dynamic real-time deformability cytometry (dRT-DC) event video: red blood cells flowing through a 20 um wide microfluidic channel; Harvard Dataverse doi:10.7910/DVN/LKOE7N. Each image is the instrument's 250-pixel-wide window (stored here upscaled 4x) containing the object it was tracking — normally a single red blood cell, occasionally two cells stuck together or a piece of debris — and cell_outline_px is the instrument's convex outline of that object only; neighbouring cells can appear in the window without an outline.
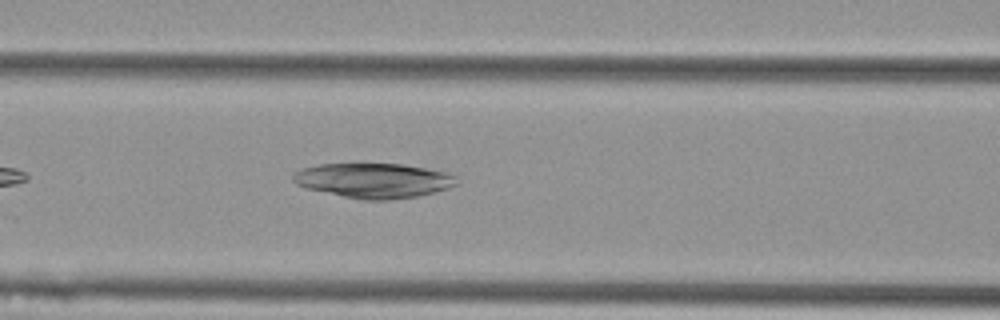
{"species": "Egyptian fruit bat (a non-hibernating species)", "species_latin": "Rousettus aegyptiacus", "temperature_condition": "cold", "stored_images_in_passage": 39, "camera_frame_rate_fps": 3000, "um_per_image_px": 0.085, "animal": {"sex": "female"}, "frame": {"image": 1, "passage_image": 8, "time_ms": 2.333, "image_size_px": [1000, 320], "cell_outline_px": [[460, 184], [448, 188], [416, 196], [388, 200], [364, 200], [304, 188], [296, 184], [292, 180], [292, 176], [300, 168], [320, 164], [404, 164], [448, 172], [456, 176]], "centroid_in_image_um": [31.77, 15.34], "position_along_channel_um": 134.8, "area_um2": 33.23}}
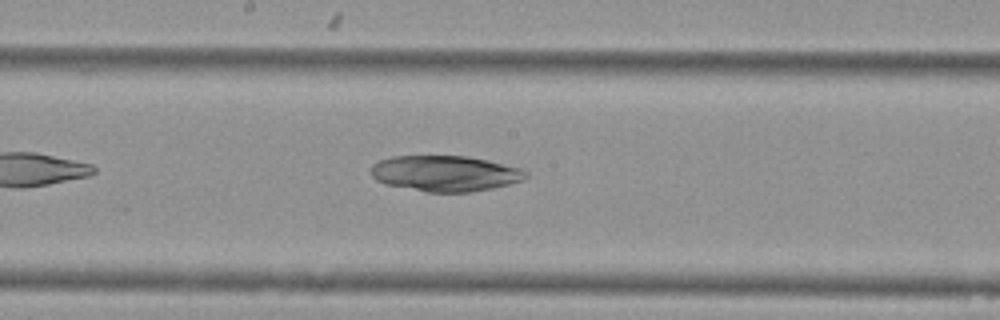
{"frame": {"image": 2, "passage_image": 14, "time_ms": 4.333, "image_size_px": [1000, 320], "cell_outline_px": [[528, 176], [520, 180], [508, 184], [492, 188], [468, 192], [428, 192], [384, 184], [376, 180], [368, 172], [368, 168], [372, 164], [380, 160], [392, 156], [468, 156], [488, 160], [520, 168], [528, 172]], "centroid_in_image_um": [37.77, 14.73], "position_along_channel_um": 210.4, "area_um2": 32.37}}
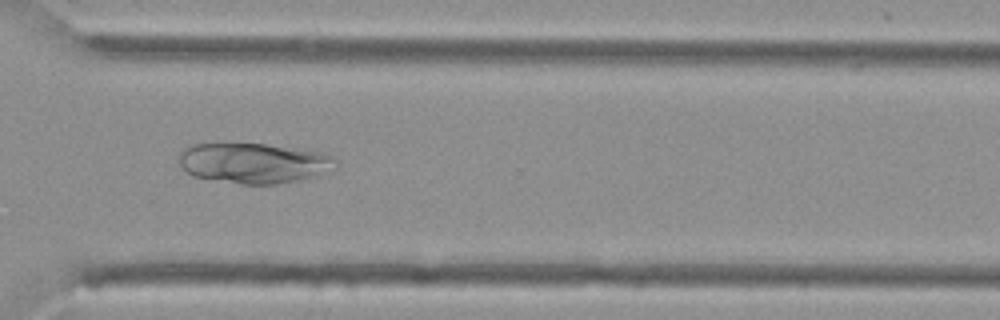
{"frame": {"image": 3, "passage_image": 25, "time_ms": 8.0, "image_size_px": [1000, 320], "cell_outline_px": [[336, 168], [312, 176], [296, 180], [276, 184], [240, 184], [196, 176], [188, 172], [180, 164], [180, 152], [184, 148], [192, 144], [264, 144], [320, 152], [332, 156], [336, 160]], "centroid_in_image_um": [21.57, 13.86], "position_along_channel_um": 349.0, "area_um2": 36.07}}